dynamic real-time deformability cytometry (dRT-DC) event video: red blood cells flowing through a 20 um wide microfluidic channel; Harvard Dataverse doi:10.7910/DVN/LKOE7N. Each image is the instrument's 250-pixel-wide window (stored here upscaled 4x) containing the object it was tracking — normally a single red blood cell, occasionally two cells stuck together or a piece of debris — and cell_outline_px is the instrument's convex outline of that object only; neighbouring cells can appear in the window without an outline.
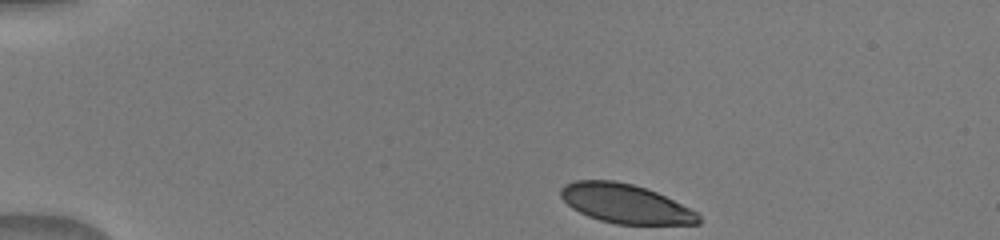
{"species": "human", "species_latin": "Homo sapiens", "temperature_condition": "warm", "stored_images_in_passage": 42, "camera_frame_rate_fps": 3000, "um_per_image_px": 0.085, "donor": {"sex": "male"}, "frame": {"image": 1, "passage_image": 1, "time_ms": 0.0, "image_size_px": [1000, 240], "cell_outline_px": [[700, 224], [616, 224], [600, 220], [588, 216], [572, 208], [560, 196], [560, 188], [564, 184], [576, 180], [612, 180], [632, 184], [656, 192], [696, 212], [700, 216]], "centroid_in_image_um": [53.12, 17.31], "position_along_channel_um": 31.9, "area_um2": 31.1}}
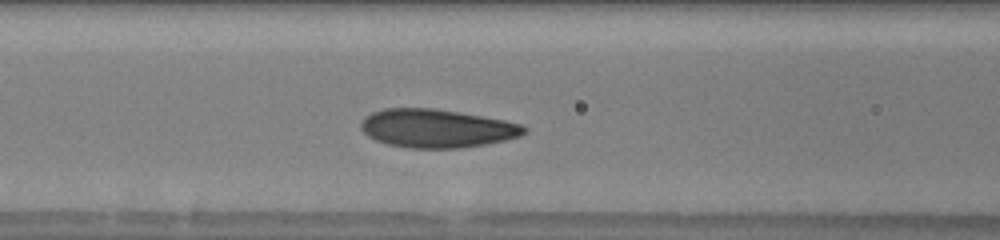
{"frame": {"image": 2, "passage_image": 14, "time_ms": 4.333, "image_size_px": [1000, 240], "cell_outline_px": [[528, 128], [520, 136], [504, 140], [484, 144], [460, 148], [408, 148], [388, 144], [376, 140], [368, 136], [360, 128], [360, 124], [364, 116], [372, 112], [384, 108], [432, 108], [504, 120], [520, 124]], "centroid_in_image_um": [37.07, 10.91], "position_along_channel_um": 129.5, "area_um2": 36.3}}
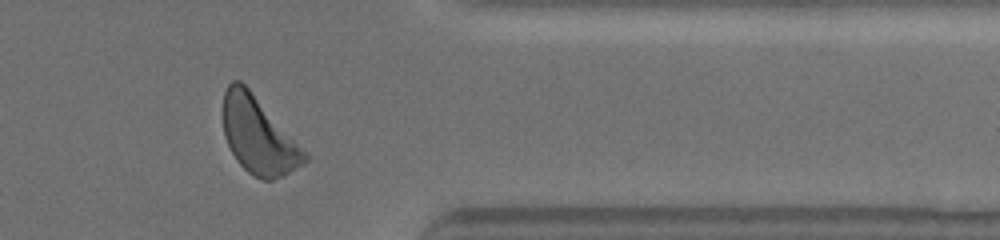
{"frame": {"image": 3, "passage_image": 34, "time_ms": 11.0, "image_size_px": [1000, 240], "cell_outline_px": [[308, 160], [304, 164], [284, 176], [272, 180], [260, 180], [252, 176], [236, 160], [224, 136], [224, 92], [228, 84], [232, 80], [240, 80], [248, 88], [308, 152]], "centroid_in_image_um": [22.0, 11.56], "position_along_channel_um": 389.4, "area_um2": 36.41}}